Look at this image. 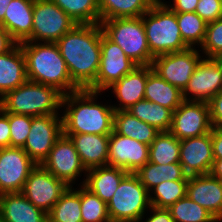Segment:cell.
<instances>
[{
	"mask_svg": "<svg viewBox=\"0 0 222 222\" xmlns=\"http://www.w3.org/2000/svg\"><path fill=\"white\" fill-rule=\"evenodd\" d=\"M102 27L99 24H77L57 42L72 81L88 89L100 66Z\"/></svg>",
	"mask_w": 222,
	"mask_h": 222,
	"instance_id": "1",
	"label": "cell"
},
{
	"mask_svg": "<svg viewBox=\"0 0 222 222\" xmlns=\"http://www.w3.org/2000/svg\"><path fill=\"white\" fill-rule=\"evenodd\" d=\"M102 93L79 89L63 96V134L110 135L113 132L115 110L111 105L112 101L105 104L98 101Z\"/></svg>",
	"mask_w": 222,
	"mask_h": 222,
	"instance_id": "2",
	"label": "cell"
},
{
	"mask_svg": "<svg viewBox=\"0 0 222 222\" xmlns=\"http://www.w3.org/2000/svg\"><path fill=\"white\" fill-rule=\"evenodd\" d=\"M27 78L57 88L64 95L80 88L72 81L56 43L23 41Z\"/></svg>",
	"mask_w": 222,
	"mask_h": 222,
	"instance_id": "3",
	"label": "cell"
},
{
	"mask_svg": "<svg viewBox=\"0 0 222 222\" xmlns=\"http://www.w3.org/2000/svg\"><path fill=\"white\" fill-rule=\"evenodd\" d=\"M63 96L53 86L27 80L0 98V108L6 113L32 117L61 114Z\"/></svg>",
	"mask_w": 222,
	"mask_h": 222,
	"instance_id": "4",
	"label": "cell"
},
{
	"mask_svg": "<svg viewBox=\"0 0 222 222\" xmlns=\"http://www.w3.org/2000/svg\"><path fill=\"white\" fill-rule=\"evenodd\" d=\"M142 20L148 47L154 57L189 48L182 39L176 13L165 3H154L142 15Z\"/></svg>",
	"mask_w": 222,
	"mask_h": 222,
	"instance_id": "5",
	"label": "cell"
},
{
	"mask_svg": "<svg viewBox=\"0 0 222 222\" xmlns=\"http://www.w3.org/2000/svg\"><path fill=\"white\" fill-rule=\"evenodd\" d=\"M103 33L137 65H151V54L141 17L114 18L100 23Z\"/></svg>",
	"mask_w": 222,
	"mask_h": 222,
	"instance_id": "6",
	"label": "cell"
},
{
	"mask_svg": "<svg viewBox=\"0 0 222 222\" xmlns=\"http://www.w3.org/2000/svg\"><path fill=\"white\" fill-rule=\"evenodd\" d=\"M149 191L135 173H128L107 203L111 222H139L150 209Z\"/></svg>",
	"mask_w": 222,
	"mask_h": 222,
	"instance_id": "7",
	"label": "cell"
},
{
	"mask_svg": "<svg viewBox=\"0 0 222 222\" xmlns=\"http://www.w3.org/2000/svg\"><path fill=\"white\" fill-rule=\"evenodd\" d=\"M77 25L51 0H34L32 33L25 41L56 43Z\"/></svg>",
	"mask_w": 222,
	"mask_h": 222,
	"instance_id": "8",
	"label": "cell"
},
{
	"mask_svg": "<svg viewBox=\"0 0 222 222\" xmlns=\"http://www.w3.org/2000/svg\"><path fill=\"white\" fill-rule=\"evenodd\" d=\"M41 165L57 179L62 180L68 187L75 184L76 187L77 185H84L87 170L82 165L79 154L69 136L62 134L56 140ZM82 175L84 179L82 178L81 181ZM78 179L81 181L79 184H77Z\"/></svg>",
	"mask_w": 222,
	"mask_h": 222,
	"instance_id": "9",
	"label": "cell"
},
{
	"mask_svg": "<svg viewBox=\"0 0 222 222\" xmlns=\"http://www.w3.org/2000/svg\"><path fill=\"white\" fill-rule=\"evenodd\" d=\"M202 57L199 48H188L154 57L151 67L162 79L183 91Z\"/></svg>",
	"mask_w": 222,
	"mask_h": 222,
	"instance_id": "10",
	"label": "cell"
},
{
	"mask_svg": "<svg viewBox=\"0 0 222 222\" xmlns=\"http://www.w3.org/2000/svg\"><path fill=\"white\" fill-rule=\"evenodd\" d=\"M137 66L102 30L100 66L96 81L88 89L105 93L108 87Z\"/></svg>",
	"mask_w": 222,
	"mask_h": 222,
	"instance_id": "11",
	"label": "cell"
},
{
	"mask_svg": "<svg viewBox=\"0 0 222 222\" xmlns=\"http://www.w3.org/2000/svg\"><path fill=\"white\" fill-rule=\"evenodd\" d=\"M62 134L61 114L31 116L30 132L22 148L37 165H40Z\"/></svg>",
	"mask_w": 222,
	"mask_h": 222,
	"instance_id": "12",
	"label": "cell"
},
{
	"mask_svg": "<svg viewBox=\"0 0 222 222\" xmlns=\"http://www.w3.org/2000/svg\"><path fill=\"white\" fill-rule=\"evenodd\" d=\"M221 87L222 59L202 57L182 91L183 100L208 103Z\"/></svg>",
	"mask_w": 222,
	"mask_h": 222,
	"instance_id": "13",
	"label": "cell"
},
{
	"mask_svg": "<svg viewBox=\"0 0 222 222\" xmlns=\"http://www.w3.org/2000/svg\"><path fill=\"white\" fill-rule=\"evenodd\" d=\"M68 186L41 164L29 174L21 193L37 208L48 213Z\"/></svg>",
	"mask_w": 222,
	"mask_h": 222,
	"instance_id": "14",
	"label": "cell"
},
{
	"mask_svg": "<svg viewBox=\"0 0 222 222\" xmlns=\"http://www.w3.org/2000/svg\"><path fill=\"white\" fill-rule=\"evenodd\" d=\"M211 129L208 103L183 101L172 114L169 132L184 140L210 133Z\"/></svg>",
	"mask_w": 222,
	"mask_h": 222,
	"instance_id": "15",
	"label": "cell"
},
{
	"mask_svg": "<svg viewBox=\"0 0 222 222\" xmlns=\"http://www.w3.org/2000/svg\"><path fill=\"white\" fill-rule=\"evenodd\" d=\"M36 165L22 147L0 148V195L21 192Z\"/></svg>",
	"mask_w": 222,
	"mask_h": 222,
	"instance_id": "16",
	"label": "cell"
},
{
	"mask_svg": "<svg viewBox=\"0 0 222 222\" xmlns=\"http://www.w3.org/2000/svg\"><path fill=\"white\" fill-rule=\"evenodd\" d=\"M149 146L114 131L109 135L108 166L136 173L149 161Z\"/></svg>",
	"mask_w": 222,
	"mask_h": 222,
	"instance_id": "17",
	"label": "cell"
},
{
	"mask_svg": "<svg viewBox=\"0 0 222 222\" xmlns=\"http://www.w3.org/2000/svg\"><path fill=\"white\" fill-rule=\"evenodd\" d=\"M214 161L210 133L180 140L179 163L189 176L210 174Z\"/></svg>",
	"mask_w": 222,
	"mask_h": 222,
	"instance_id": "18",
	"label": "cell"
},
{
	"mask_svg": "<svg viewBox=\"0 0 222 222\" xmlns=\"http://www.w3.org/2000/svg\"><path fill=\"white\" fill-rule=\"evenodd\" d=\"M186 196L222 222V182L219 179L211 174L189 176Z\"/></svg>",
	"mask_w": 222,
	"mask_h": 222,
	"instance_id": "19",
	"label": "cell"
},
{
	"mask_svg": "<svg viewBox=\"0 0 222 222\" xmlns=\"http://www.w3.org/2000/svg\"><path fill=\"white\" fill-rule=\"evenodd\" d=\"M147 65H138L131 72L114 82L106 91L114 94L117 102L111 104L115 111L127 110L144 99Z\"/></svg>",
	"mask_w": 222,
	"mask_h": 222,
	"instance_id": "20",
	"label": "cell"
},
{
	"mask_svg": "<svg viewBox=\"0 0 222 222\" xmlns=\"http://www.w3.org/2000/svg\"><path fill=\"white\" fill-rule=\"evenodd\" d=\"M69 136L79 154L82 165L89 170L107 166L109 135L64 134Z\"/></svg>",
	"mask_w": 222,
	"mask_h": 222,
	"instance_id": "21",
	"label": "cell"
},
{
	"mask_svg": "<svg viewBox=\"0 0 222 222\" xmlns=\"http://www.w3.org/2000/svg\"><path fill=\"white\" fill-rule=\"evenodd\" d=\"M0 217L5 222H48L47 213L35 207L21 192L0 195Z\"/></svg>",
	"mask_w": 222,
	"mask_h": 222,
	"instance_id": "22",
	"label": "cell"
},
{
	"mask_svg": "<svg viewBox=\"0 0 222 222\" xmlns=\"http://www.w3.org/2000/svg\"><path fill=\"white\" fill-rule=\"evenodd\" d=\"M34 0H12L0 23L17 42L25 41L32 33Z\"/></svg>",
	"mask_w": 222,
	"mask_h": 222,
	"instance_id": "23",
	"label": "cell"
},
{
	"mask_svg": "<svg viewBox=\"0 0 222 222\" xmlns=\"http://www.w3.org/2000/svg\"><path fill=\"white\" fill-rule=\"evenodd\" d=\"M28 80L26 62L19 43L0 55V98Z\"/></svg>",
	"mask_w": 222,
	"mask_h": 222,
	"instance_id": "24",
	"label": "cell"
},
{
	"mask_svg": "<svg viewBox=\"0 0 222 222\" xmlns=\"http://www.w3.org/2000/svg\"><path fill=\"white\" fill-rule=\"evenodd\" d=\"M127 174L122 168L108 165L91 168L87 170L84 186L108 203Z\"/></svg>",
	"mask_w": 222,
	"mask_h": 222,
	"instance_id": "25",
	"label": "cell"
},
{
	"mask_svg": "<svg viewBox=\"0 0 222 222\" xmlns=\"http://www.w3.org/2000/svg\"><path fill=\"white\" fill-rule=\"evenodd\" d=\"M144 99L160 104L172 112L184 101L182 91L162 79L152 70L151 65H147Z\"/></svg>",
	"mask_w": 222,
	"mask_h": 222,
	"instance_id": "26",
	"label": "cell"
},
{
	"mask_svg": "<svg viewBox=\"0 0 222 222\" xmlns=\"http://www.w3.org/2000/svg\"><path fill=\"white\" fill-rule=\"evenodd\" d=\"M113 131L122 136L135 139L148 146L160 133L155 127L134 117L127 110L115 111Z\"/></svg>",
	"mask_w": 222,
	"mask_h": 222,
	"instance_id": "27",
	"label": "cell"
},
{
	"mask_svg": "<svg viewBox=\"0 0 222 222\" xmlns=\"http://www.w3.org/2000/svg\"><path fill=\"white\" fill-rule=\"evenodd\" d=\"M135 174L148 191L165 181H188L189 179L180 163L159 165L148 161Z\"/></svg>",
	"mask_w": 222,
	"mask_h": 222,
	"instance_id": "28",
	"label": "cell"
},
{
	"mask_svg": "<svg viewBox=\"0 0 222 222\" xmlns=\"http://www.w3.org/2000/svg\"><path fill=\"white\" fill-rule=\"evenodd\" d=\"M153 4L152 0H98L100 23L114 18L141 17Z\"/></svg>",
	"mask_w": 222,
	"mask_h": 222,
	"instance_id": "29",
	"label": "cell"
},
{
	"mask_svg": "<svg viewBox=\"0 0 222 222\" xmlns=\"http://www.w3.org/2000/svg\"><path fill=\"white\" fill-rule=\"evenodd\" d=\"M78 187L69 186L62 193L60 199L47 213L48 222H83L80 185Z\"/></svg>",
	"mask_w": 222,
	"mask_h": 222,
	"instance_id": "30",
	"label": "cell"
},
{
	"mask_svg": "<svg viewBox=\"0 0 222 222\" xmlns=\"http://www.w3.org/2000/svg\"><path fill=\"white\" fill-rule=\"evenodd\" d=\"M127 111L160 132H169L170 130L173 112L160 104L143 99L132 105Z\"/></svg>",
	"mask_w": 222,
	"mask_h": 222,
	"instance_id": "31",
	"label": "cell"
},
{
	"mask_svg": "<svg viewBox=\"0 0 222 222\" xmlns=\"http://www.w3.org/2000/svg\"><path fill=\"white\" fill-rule=\"evenodd\" d=\"M149 162L159 165L179 163L180 140L170 132H160L149 145Z\"/></svg>",
	"mask_w": 222,
	"mask_h": 222,
	"instance_id": "32",
	"label": "cell"
},
{
	"mask_svg": "<svg viewBox=\"0 0 222 222\" xmlns=\"http://www.w3.org/2000/svg\"><path fill=\"white\" fill-rule=\"evenodd\" d=\"M77 24H99L98 0H51Z\"/></svg>",
	"mask_w": 222,
	"mask_h": 222,
	"instance_id": "33",
	"label": "cell"
},
{
	"mask_svg": "<svg viewBox=\"0 0 222 222\" xmlns=\"http://www.w3.org/2000/svg\"><path fill=\"white\" fill-rule=\"evenodd\" d=\"M177 23L184 43L189 48H199L202 45L207 28L204 21L196 12L176 13Z\"/></svg>",
	"mask_w": 222,
	"mask_h": 222,
	"instance_id": "34",
	"label": "cell"
},
{
	"mask_svg": "<svg viewBox=\"0 0 222 222\" xmlns=\"http://www.w3.org/2000/svg\"><path fill=\"white\" fill-rule=\"evenodd\" d=\"M188 181H165L149 191L151 206L169 208L186 196Z\"/></svg>",
	"mask_w": 222,
	"mask_h": 222,
	"instance_id": "35",
	"label": "cell"
},
{
	"mask_svg": "<svg viewBox=\"0 0 222 222\" xmlns=\"http://www.w3.org/2000/svg\"><path fill=\"white\" fill-rule=\"evenodd\" d=\"M168 209L175 222H218L205 208L188 196L179 199Z\"/></svg>",
	"mask_w": 222,
	"mask_h": 222,
	"instance_id": "36",
	"label": "cell"
},
{
	"mask_svg": "<svg viewBox=\"0 0 222 222\" xmlns=\"http://www.w3.org/2000/svg\"><path fill=\"white\" fill-rule=\"evenodd\" d=\"M80 199L83 222H111L107 203L84 185H80Z\"/></svg>",
	"mask_w": 222,
	"mask_h": 222,
	"instance_id": "37",
	"label": "cell"
},
{
	"mask_svg": "<svg viewBox=\"0 0 222 222\" xmlns=\"http://www.w3.org/2000/svg\"><path fill=\"white\" fill-rule=\"evenodd\" d=\"M200 48L203 57H222V17L207 24L205 38Z\"/></svg>",
	"mask_w": 222,
	"mask_h": 222,
	"instance_id": "38",
	"label": "cell"
},
{
	"mask_svg": "<svg viewBox=\"0 0 222 222\" xmlns=\"http://www.w3.org/2000/svg\"><path fill=\"white\" fill-rule=\"evenodd\" d=\"M10 147H23L31 128V116L9 113Z\"/></svg>",
	"mask_w": 222,
	"mask_h": 222,
	"instance_id": "39",
	"label": "cell"
},
{
	"mask_svg": "<svg viewBox=\"0 0 222 222\" xmlns=\"http://www.w3.org/2000/svg\"><path fill=\"white\" fill-rule=\"evenodd\" d=\"M195 12L207 23L222 17V0H199Z\"/></svg>",
	"mask_w": 222,
	"mask_h": 222,
	"instance_id": "40",
	"label": "cell"
},
{
	"mask_svg": "<svg viewBox=\"0 0 222 222\" xmlns=\"http://www.w3.org/2000/svg\"><path fill=\"white\" fill-rule=\"evenodd\" d=\"M212 127H222V91L208 102Z\"/></svg>",
	"mask_w": 222,
	"mask_h": 222,
	"instance_id": "41",
	"label": "cell"
},
{
	"mask_svg": "<svg viewBox=\"0 0 222 222\" xmlns=\"http://www.w3.org/2000/svg\"><path fill=\"white\" fill-rule=\"evenodd\" d=\"M146 213L139 220V222H175L171 217V213L168 208H158L151 206Z\"/></svg>",
	"mask_w": 222,
	"mask_h": 222,
	"instance_id": "42",
	"label": "cell"
},
{
	"mask_svg": "<svg viewBox=\"0 0 222 222\" xmlns=\"http://www.w3.org/2000/svg\"><path fill=\"white\" fill-rule=\"evenodd\" d=\"M10 147L9 113L0 108V148Z\"/></svg>",
	"mask_w": 222,
	"mask_h": 222,
	"instance_id": "43",
	"label": "cell"
},
{
	"mask_svg": "<svg viewBox=\"0 0 222 222\" xmlns=\"http://www.w3.org/2000/svg\"><path fill=\"white\" fill-rule=\"evenodd\" d=\"M198 2L199 0H173L172 4L171 1H165L164 3L175 13H185L195 12Z\"/></svg>",
	"mask_w": 222,
	"mask_h": 222,
	"instance_id": "44",
	"label": "cell"
},
{
	"mask_svg": "<svg viewBox=\"0 0 222 222\" xmlns=\"http://www.w3.org/2000/svg\"><path fill=\"white\" fill-rule=\"evenodd\" d=\"M211 140L214 159H222V127H212Z\"/></svg>",
	"mask_w": 222,
	"mask_h": 222,
	"instance_id": "45",
	"label": "cell"
},
{
	"mask_svg": "<svg viewBox=\"0 0 222 222\" xmlns=\"http://www.w3.org/2000/svg\"><path fill=\"white\" fill-rule=\"evenodd\" d=\"M17 42L11 37L7 30L0 25V55L11 50Z\"/></svg>",
	"mask_w": 222,
	"mask_h": 222,
	"instance_id": "46",
	"label": "cell"
},
{
	"mask_svg": "<svg viewBox=\"0 0 222 222\" xmlns=\"http://www.w3.org/2000/svg\"><path fill=\"white\" fill-rule=\"evenodd\" d=\"M210 174L222 182V159H214Z\"/></svg>",
	"mask_w": 222,
	"mask_h": 222,
	"instance_id": "47",
	"label": "cell"
},
{
	"mask_svg": "<svg viewBox=\"0 0 222 222\" xmlns=\"http://www.w3.org/2000/svg\"><path fill=\"white\" fill-rule=\"evenodd\" d=\"M11 1L12 0H0V23L4 20L6 9Z\"/></svg>",
	"mask_w": 222,
	"mask_h": 222,
	"instance_id": "48",
	"label": "cell"
},
{
	"mask_svg": "<svg viewBox=\"0 0 222 222\" xmlns=\"http://www.w3.org/2000/svg\"><path fill=\"white\" fill-rule=\"evenodd\" d=\"M153 3H164L165 0H152Z\"/></svg>",
	"mask_w": 222,
	"mask_h": 222,
	"instance_id": "49",
	"label": "cell"
}]
</instances>
